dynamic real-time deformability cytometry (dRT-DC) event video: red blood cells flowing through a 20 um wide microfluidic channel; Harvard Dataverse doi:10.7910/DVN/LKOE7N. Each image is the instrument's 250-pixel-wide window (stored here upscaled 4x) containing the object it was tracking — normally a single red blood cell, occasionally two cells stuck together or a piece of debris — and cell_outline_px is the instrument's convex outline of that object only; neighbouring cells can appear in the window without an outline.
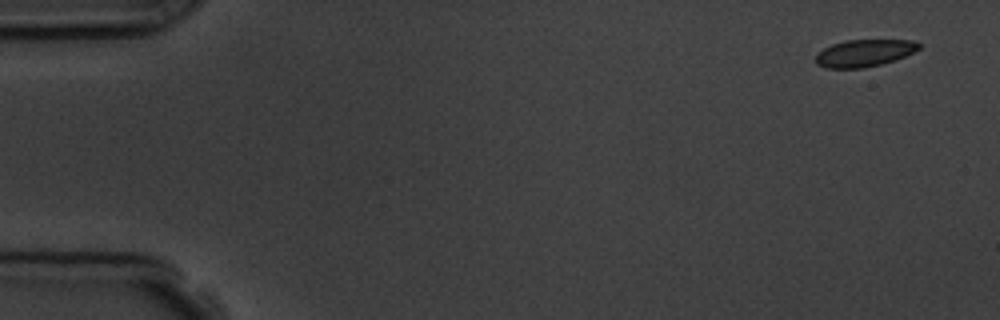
{"species": "common noctule bat (a hibernating species)", "species_latin": "Nyctalus noctula", "temperature_condition": "room temperature", "stored_images_in_passage": 6, "camera_frame_rate_fps": 3000, "um_per_image_px": 0.085, "animal": {"sex": "male", "body_mass_g": 19.5, "forearm_length_mm": 54.6}, "frame": {"image": 1, "passage_image": 1, "time_ms": 0.0, "image_size_px": [1000, 320], "cell_outline_px": [[920, 48], [904, 56], [880, 64], [864, 68], [828, 68], [816, 64], [816, 56], [824, 48], [832, 44], [844, 40], [912, 40], [920, 44]], "centroid_in_image_um": [73.44, 4.5], "position_along_channel_um": 11.6, "area_um2": 16.07}}
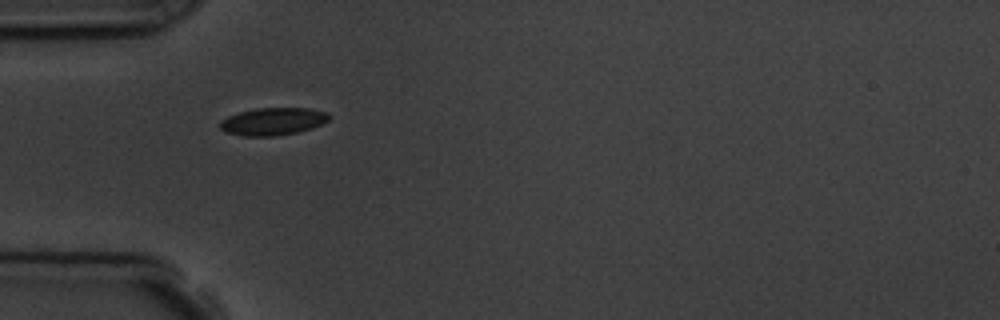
{"frame": {"image": 2, "passage_image": 5, "time_ms": 4.667, "image_size_px": [1000, 320], "cell_outline_px": [[332, 116], [328, 120], [312, 128], [296, 132], [272, 136], [244, 136], [224, 132], [220, 128], [220, 120], [228, 116], [240, 112], [256, 108], [308, 108], [328, 112]], "centroid_in_image_um": [23.19, 10.31], "position_along_channel_um": 61.8, "area_um2": 17.46}}